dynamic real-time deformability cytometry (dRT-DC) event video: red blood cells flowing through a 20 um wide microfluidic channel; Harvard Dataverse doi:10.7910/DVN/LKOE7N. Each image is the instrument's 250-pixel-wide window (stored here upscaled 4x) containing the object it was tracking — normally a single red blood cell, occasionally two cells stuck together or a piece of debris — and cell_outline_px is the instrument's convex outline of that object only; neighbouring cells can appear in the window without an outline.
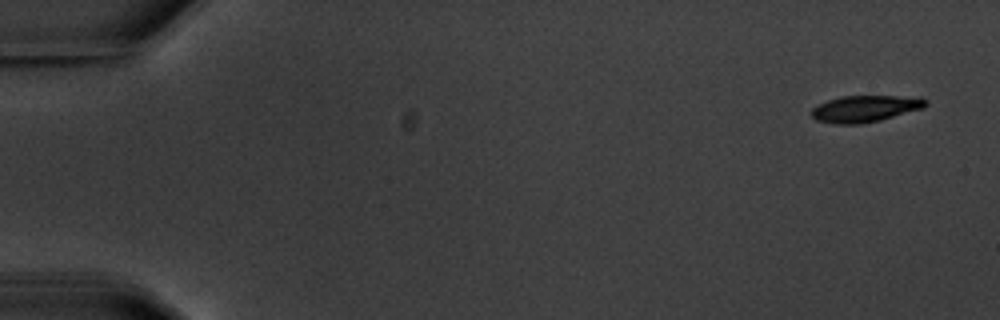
{"species": "common noctule bat (a hibernating species)", "species_latin": "Nyctalus noctula", "temperature_condition": "warm", "stored_images_in_passage": 5, "camera_frame_rate_fps": 3000, "um_per_image_px": 0.085, "animal": {"sex": "male", "body_mass_g": 20.1, "forearm_length_mm": 53.5}, "frame": {"image": 1, "passage_image": 1, "time_ms": 0.0, "image_size_px": [1000, 320], "cell_outline_px": [[928, 104], [924, 108], [880, 120], [860, 124], [832, 124], [816, 120], [812, 116], [812, 108], [816, 104], [828, 100], [844, 96], [920, 96], [928, 100]], "centroid_in_image_um": [73.56, 9.23], "position_along_channel_um": 11.4, "area_um2": 17.92}}
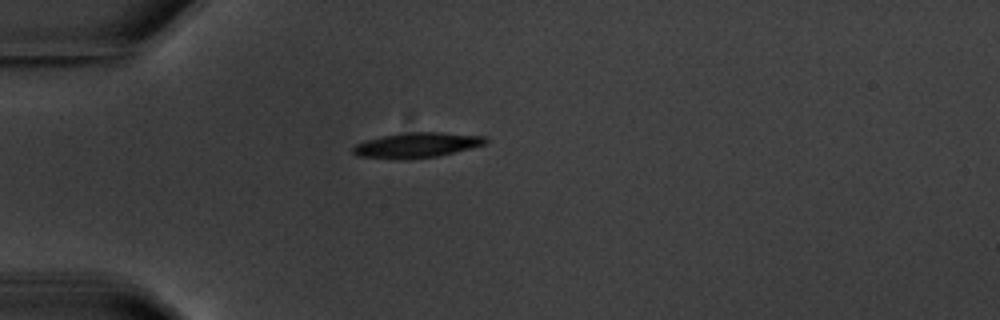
{"frame": {"image": 2, "passage_image": 5, "time_ms": 4.667, "image_size_px": [1000, 320], "cell_outline_px": [[488, 140], [484, 144], [436, 156], [408, 160], [356, 156], [352, 152], [352, 148], [356, 144], [364, 140], [384, 136], [408, 132], [440, 132], [488, 136]], "centroid_in_image_um": [35.39, 12.33], "position_along_channel_um": 49.6, "area_um2": 19.31}}